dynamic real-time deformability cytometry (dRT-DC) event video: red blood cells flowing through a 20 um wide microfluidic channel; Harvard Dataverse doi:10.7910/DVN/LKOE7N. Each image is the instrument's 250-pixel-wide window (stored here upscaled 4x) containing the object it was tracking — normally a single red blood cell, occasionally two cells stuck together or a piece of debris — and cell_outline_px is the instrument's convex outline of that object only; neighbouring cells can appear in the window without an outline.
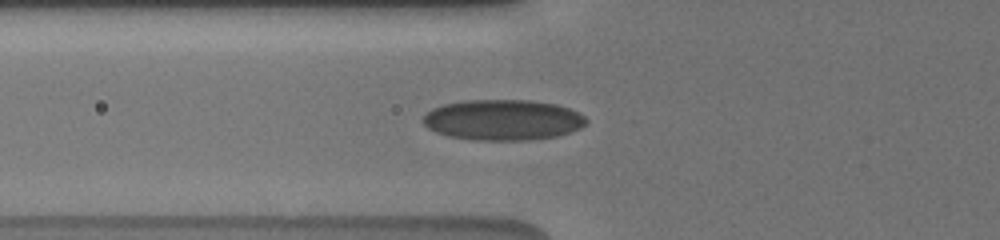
{"species": "human", "species_latin": "Homo sapiens", "temperature_condition": "cold", "stored_images_in_passage": 7, "camera_frame_rate_fps": 3000, "um_per_image_px": 0.085, "donor": {"sex": "male"}, "frame": {"image": 1, "passage_image": 7, "time_ms": 2.0, "image_size_px": [1000, 240], "cell_outline_px": [[588, 120], [580, 128], [556, 136], [528, 140], [472, 140], [448, 136], [436, 132], [428, 128], [420, 120], [432, 108], [444, 104], [464, 100], [532, 100], [556, 104], [580, 112]], "centroid_in_image_um": [42.72, 10.19], "position_along_channel_um": 83.1, "area_um2": 38.78}}